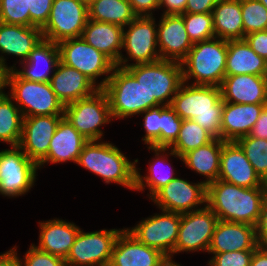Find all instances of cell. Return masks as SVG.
<instances>
[{"instance_id": "cell-2", "label": "cell", "mask_w": 267, "mask_h": 266, "mask_svg": "<svg viewBox=\"0 0 267 266\" xmlns=\"http://www.w3.org/2000/svg\"><path fill=\"white\" fill-rule=\"evenodd\" d=\"M170 106L182 120L192 119L214 138L221 139L224 101L220 87L183 81Z\"/></svg>"}, {"instance_id": "cell-27", "label": "cell", "mask_w": 267, "mask_h": 266, "mask_svg": "<svg viewBox=\"0 0 267 266\" xmlns=\"http://www.w3.org/2000/svg\"><path fill=\"white\" fill-rule=\"evenodd\" d=\"M39 242L36 248L60 258L67 257L80 227L74 223L59 218L39 221Z\"/></svg>"}, {"instance_id": "cell-29", "label": "cell", "mask_w": 267, "mask_h": 266, "mask_svg": "<svg viewBox=\"0 0 267 266\" xmlns=\"http://www.w3.org/2000/svg\"><path fill=\"white\" fill-rule=\"evenodd\" d=\"M267 104H236L224 102L221 120V139L236 142L249 135Z\"/></svg>"}, {"instance_id": "cell-41", "label": "cell", "mask_w": 267, "mask_h": 266, "mask_svg": "<svg viewBox=\"0 0 267 266\" xmlns=\"http://www.w3.org/2000/svg\"><path fill=\"white\" fill-rule=\"evenodd\" d=\"M140 115H143L142 125L145 129L143 143L146 146L161 147L162 105L150 108Z\"/></svg>"}, {"instance_id": "cell-11", "label": "cell", "mask_w": 267, "mask_h": 266, "mask_svg": "<svg viewBox=\"0 0 267 266\" xmlns=\"http://www.w3.org/2000/svg\"><path fill=\"white\" fill-rule=\"evenodd\" d=\"M38 169L19 146L0 150V195L8 198L26 195L36 184Z\"/></svg>"}, {"instance_id": "cell-1", "label": "cell", "mask_w": 267, "mask_h": 266, "mask_svg": "<svg viewBox=\"0 0 267 266\" xmlns=\"http://www.w3.org/2000/svg\"><path fill=\"white\" fill-rule=\"evenodd\" d=\"M267 187L243 188L216 180L207 185L206 205L219 220L256 226Z\"/></svg>"}, {"instance_id": "cell-48", "label": "cell", "mask_w": 267, "mask_h": 266, "mask_svg": "<svg viewBox=\"0 0 267 266\" xmlns=\"http://www.w3.org/2000/svg\"><path fill=\"white\" fill-rule=\"evenodd\" d=\"M137 16H154L159 10V0H128Z\"/></svg>"}, {"instance_id": "cell-40", "label": "cell", "mask_w": 267, "mask_h": 266, "mask_svg": "<svg viewBox=\"0 0 267 266\" xmlns=\"http://www.w3.org/2000/svg\"><path fill=\"white\" fill-rule=\"evenodd\" d=\"M0 22L30 26L27 0H0Z\"/></svg>"}, {"instance_id": "cell-26", "label": "cell", "mask_w": 267, "mask_h": 266, "mask_svg": "<svg viewBox=\"0 0 267 266\" xmlns=\"http://www.w3.org/2000/svg\"><path fill=\"white\" fill-rule=\"evenodd\" d=\"M87 142L88 140L63 117L51 139L47 156L38 164L39 170L48 163L73 162L76 164Z\"/></svg>"}, {"instance_id": "cell-21", "label": "cell", "mask_w": 267, "mask_h": 266, "mask_svg": "<svg viewBox=\"0 0 267 266\" xmlns=\"http://www.w3.org/2000/svg\"><path fill=\"white\" fill-rule=\"evenodd\" d=\"M166 259L159 250L142 244L123 227L108 266H162Z\"/></svg>"}, {"instance_id": "cell-32", "label": "cell", "mask_w": 267, "mask_h": 266, "mask_svg": "<svg viewBox=\"0 0 267 266\" xmlns=\"http://www.w3.org/2000/svg\"><path fill=\"white\" fill-rule=\"evenodd\" d=\"M224 142L222 139L214 138L211 142L193 149L182 156V162L188 169L205 177L203 183L206 186L218 180L220 155Z\"/></svg>"}, {"instance_id": "cell-34", "label": "cell", "mask_w": 267, "mask_h": 266, "mask_svg": "<svg viewBox=\"0 0 267 266\" xmlns=\"http://www.w3.org/2000/svg\"><path fill=\"white\" fill-rule=\"evenodd\" d=\"M137 15L128 0H95L88 7V18L121 27L131 23Z\"/></svg>"}, {"instance_id": "cell-9", "label": "cell", "mask_w": 267, "mask_h": 266, "mask_svg": "<svg viewBox=\"0 0 267 266\" xmlns=\"http://www.w3.org/2000/svg\"><path fill=\"white\" fill-rule=\"evenodd\" d=\"M64 117L88 141L103 140L104 131L100 127L113 122L109 101L102 89L65 105Z\"/></svg>"}, {"instance_id": "cell-35", "label": "cell", "mask_w": 267, "mask_h": 266, "mask_svg": "<svg viewBox=\"0 0 267 266\" xmlns=\"http://www.w3.org/2000/svg\"><path fill=\"white\" fill-rule=\"evenodd\" d=\"M23 126V115L12 98L0 97V142L18 146Z\"/></svg>"}, {"instance_id": "cell-42", "label": "cell", "mask_w": 267, "mask_h": 266, "mask_svg": "<svg viewBox=\"0 0 267 266\" xmlns=\"http://www.w3.org/2000/svg\"><path fill=\"white\" fill-rule=\"evenodd\" d=\"M182 121L170 105H162L161 147L169 148L176 141Z\"/></svg>"}, {"instance_id": "cell-45", "label": "cell", "mask_w": 267, "mask_h": 266, "mask_svg": "<svg viewBox=\"0 0 267 266\" xmlns=\"http://www.w3.org/2000/svg\"><path fill=\"white\" fill-rule=\"evenodd\" d=\"M30 26L42 28L48 21L53 0H27Z\"/></svg>"}, {"instance_id": "cell-6", "label": "cell", "mask_w": 267, "mask_h": 266, "mask_svg": "<svg viewBox=\"0 0 267 266\" xmlns=\"http://www.w3.org/2000/svg\"><path fill=\"white\" fill-rule=\"evenodd\" d=\"M7 94L25 117L39 115H64L65 106L52 90L50 82L22 79L13 69L8 76Z\"/></svg>"}, {"instance_id": "cell-58", "label": "cell", "mask_w": 267, "mask_h": 266, "mask_svg": "<svg viewBox=\"0 0 267 266\" xmlns=\"http://www.w3.org/2000/svg\"><path fill=\"white\" fill-rule=\"evenodd\" d=\"M265 186L267 187V179L264 181Z\"/></svg>"}, {"instance_id": "cell-18", "label": "cell", "mask_w": 267, "mask_h": 266, "mask_svg": "<svg viewBox=\"0 0 267 266\" xmlns=\"http://www.w3.org/2000/svg\"><path fill=\"white\" fill-rule=\"evenodd\" d=\"M218 179L243 188L266 187L244 150L234 141L223 143Z\"/></svg>"}, {"instance_id": "cell-50", "label": "cell", "mask_w": 267, "mask_h": 266, "mask_svg": "<svg viewBox=\"0 0 267 266\" xmlns=\"http://www.w3.org/2000/svg\"><path fill=\"white\" fill-rule=\"evenodd\" d=\"M218 0H187L185 13H212Z\"/></svg>"}, {"instance_id": "cell-51", "label": "cell", "mask_w": 267, "mask_h": 266, "mask_svg": "<svg viewBox=\"0 0 267 266\" xmlns=\"http://www.w3.org/2000/svg\"><path fill=\"white\" fill-rule=\"evenodd\" d=\"M249 136L267 140V105L262 109L258 120L249 133Z\"/></svg>"}, {"instance_id": "cell-23", "label": "cell", "mask_w": 267, "mask_h": 266, "mask_svg": "<svg viewBox=\"0 0 267 266\" xmlns=\"http://www.w3.org/2000/svg\"><path fill=\"white\" fill-rule=\"evenodd\" d=\"M220 88L224 102L267 104V76L225 75Z\"/></svg>"}, {"instance_id": "cell-44", "label": "cell", "mask_w": 267, "mask_h": 266, "mask_svg": "<svg viewBox=\"0 0 267 266\" xmlns=\"http://www.w3.org/2000/svg\"><path fill=\"white\" fill-rule=\"evenodd\" d=\"M255 250L229 251L213 254L208 260V266H250Z\"/></svg>"}, {"instance_id": "cell-22", "label": "cell", "mask_w": 267, "mask_h": 266, "mask_svg": "<svg viewBox=\"0 0 267 266\" xmlns=\"http://www.w3.org/2000/svg\"><path fill=\"white\" fill-rule=\"evenodd\" d=\"M258 247L255 226L218 220L208 248V254L256 250Z\"/></svg>"}, {"instance_id": "cell-33", "label": "cell", "mask_w": 267, "mask_h": 266, "mask_svg": "<svg viewBox=\"0 0 267 266\" xmlns=\"http://www.w3.org/2000/svg\"><path fill=\"white\" fill-rule=\"evenodd\" d=\"M212 15L215 37L227 41L244 39L241 0H218Z\"/></svg>"}, {"instance_id": "cell-12", "label": "cell", "mask_w": 267, "mask_h": 266, "mask_svg": "<svg viewBox=\"0 0 267 266\" xmlns=\"http://www.w3.org/2000/svg\"><path fill=\"white\" fill-rule=\"evenodd\" d=\"M123 229H101L84 232L80 229L70 252L66 266H108L115 241Z\"/></svg>"}, {"instance_id": "cell-31", "label": "cell", "mask_w": 267, "mask_h": 266, "mask_svg": "<svg viewBox=\"0 0 267 266\" xmlns=\"http://www.w3.org/2000/svg\"><path fill=\"white\" fill-rule=\"evenodd\" d=\"M226 75L251 74L266 76L267 62L245 39L227 41Z\"/></svg>"}, {"instance_id": "cell-46", "label": "cell", "mask_w": 267, "mask_h": 266, "mask_svg": "<svg viewBox=\"0 0 267 266\" xmlns=\"http://www.w3.org/2000/svg\"><path fill=\"white\" fill-rule=\"evenodd\" d=\"M244 39L260 57L267 60V30L249 33Z\"/></svg>"}, {"instance_id": "cell-57", "label": "cell", "mask_w": 267, "mask_h": 266, "mask_svg": "<svg viewBox=\"0 0 267 266\" xmlns=\"http://www.w3.org/2000/svg\"><path fill=\"white\" fill-rule=\"evenodd\" d=\"M258 1L261 2L267 8V0H258Z\"/></svg>"}, {"instance_id": "cell-25", "label": "cell", "mask_w": 267, "mask_h": 266, "mask_svg": "<svg viewBox=\"0 0 267 266\" xmlns=\"http://www.w3.org/2000/svg\"><path fill=\"white\" fill-rule=\"evenodd\" d=\"M147 149L151 150L155 157L153 156L149 161L146 176H142L140 174L142 169L136 166L135 190L141 192L147 188L149 191L147 196L150 200L161 188L177 177L174 173L176 171L168 163L170 158L168 156H173L180 161H182V157L175 154L170 148L148 146Z\"/></svg>"}, {"instance_id": "cell-49", "label": "cell", "mask_w": 267, "mask_h": 266, "mask_svg": "<svg viewBox=\"0 0 267 266\" xmlns=\"http://www.w3.org/2000/svg\"><path fill=\"white\" fill-rule=\"evenodd\" d=\"M187 0H159V10H162L161 15H181L185 13Z\"/></svg>"}, {"instance_id": "cell-39", "label": "cell", "mask_w": 267, "mask_h": 266, "mask_svg": "<svg viewBox=\"0 0 267 266\" xmlns=\"http://www.w3.org/2000/svg\"><path fill=\"white\" fill-rule=\"evenodd\" d=\"M244 37L252 32L267 30V8L258 0H241Z\"/></svg>"}, {"instance_id": "cell-43", "label": "cell", "mask_w": 267, "mask_h": 266, "mask_svg": "<svg viewBox=\"0 0 267 266\" xmlns=\"http://www.w3.org/2000/svg\"><path fill=\"white\" fill-rule=\"evenodd\" d=\"M10 249L18 257L20 266H66V261L63 258L43 252L36 248L33 243L30 245L23 258H20L16 246Z\"/></svg>"}, {"instance_id": "cell-19", "label": "cell", "mask_w": 267, "mask_h": 266, "mask_svg": "<svg viewBox=\"0 0 267 266\" xmlns=\"http://www.w3.org/2000/svg\"><path fill=\"white\" fill-rule=\"evenodd\" d=\"M157 43L161 60L181 62L193 46L181 15H161L157 22Z\"/></svg>"}, {"instance_id": "cell-55", "label": "cell", "mask_w": 267, "mask_h": 266, "mask_svg": "<svg viewBox=\"0 0 267 266\" xmlns=\"http://www.w3.org/2000/svg\"><path fill=\"white\" fill-rule=\"evenodd\" d=\"M162 266H183V265H180L179 263L175 262L173 259L171 258H167Z\"/></svg>"}, {"instance_id": "cell-16", "label": "cell", "mask_w": 267, "mask_h": 266, "mask_svg": "<svg viewBox=\"0 0 267 266\" xmlns=\"http://www.w3.org/2000/svg\"><path fill=\"white\" fill-rule=\"evenodd\" d=\"M207 186L179 176L161 188L150 200L160 210L187 213L206 206ZM203 206V207H202Z\"/></svg>"}, {"instance_id": "cell-17", "label": "cell", "mask_w": 267, "mask_h": 266, "mask_svg": "<svg viewBox=\"0 0 267 266\" xmlns=\"http://www.w3.org/2000/svg\"><path fill=\"white\" fill-rule=\"evenodd\" d=\"M64 115H39L23 118L19 147L37 165L47 156L51 139Z\"/></svg>"}, {"instance_id": "cell-53", "label": "cell", "mask_w": 267, "mask_h": 266, "mask_svg": "<svg viewBox=\"0 0 267 266\" xmlns=\"http://www.w3.org/2000/svg\"><path fill=\"white\" fill-rule=\"evenodd\" d=\"M0 266H20L18 257L11 249L0 254Z\"/></svg>"}, {"instance_id": "cell-20", "label": "cell", "mask_w": 267, "mask_h": 266, "mask_svg": "<svg viewBox=\"0 0 267 266\" xmlns=\"http://www.w3.org/2000/svg\"><path fill=\"white\" fill-rule=\"evenodd\" d=\"M42 39L39 27L0 22V64L13 69L17 63L28 59L30 52ZM4 55L18 57L19 60L12 66H7Z\"/></svg>"}, {"instance_id": "cell-7", "label": "cell", "mask_w": 267, "mask_h": 266, "mask_svg": "<svg viewBox=\"0 0 267 266\" xmlns=\"http://www.w3.org/2000/svg\"><path fill=\"white\" fill-rule=\"evenodd\" d=\"M102 90L107 95L114 121L146 111V91L126 68L115 65Z\"/></svg>"}, {"instance_id": "cell-15", "label": "cell", "mask_w": 267, "mask_h": 266, "mask_svg": "<svg viewBox=\"0 0 267 266\" xmlns=\"http://www.w3.org/2000/svg\"><path fill=\"white\" fill-rule=\"evenodd\" d=\"M218 220L207 205L199 210L180 214V227L172 259L175 254L182 252L208 253Z\"/></svg>"}, {"instance_id": "cell-14", "label": "cell", "mask_w": 267, "mask_h": 266, "mask_svg": "<svg viewBox=\"0 0 267 266\" xmlns=\"http://www.w3.org/2000/svg\"><path fill=\"white\" fill-rule=\"evenodd\" d=\"M88 7L78 0H53L43 38L56 44L82 36L88 21Z\"/></svg>"}, {"instance_id": "cell-54", "label": "cell", "mask_w": 267, "mask_h": 266, "mask_svg": "<svg viewBox=\"0 0 267 266\" xmlns=\"http://www.w3.org/2000/svg\"><path fill=\"white\" fill-rule=\"evenodd\" d=\"M10 70L11 69L9 67L0 64V97L7 94L4 92V89L8 87V76Z\"/></svg>"}, {"instance_id": "cell-56", "label": "cell", "mask_w": 267, "mask_h": 266, "mask_svg": "<svg viewBox=\"0 0 267 266\" xmlns=\"http://www.w3.org/2000/svg\"><path fill=\"white\" fill-rule=\"evenodd\" d=\"M78 1L89 7L95 0H78Z\"/></svg>"}, {"instance_id": "cell-13", "label": "cell", "mask_w": 267, "mask_h": 266, "mask_svg": "<svg viewBox=\"0 0 267 266\" xmlns=\"http://www.w3.org/2000/svg\"><path fill=\"white\" fill-rule=\"evenodd\" d=\"M179 227L180 213L161 210L160 213L143 218L134 227L125 229L142 244L172 259Z\"/></svg>"}, {"instance_id": "cell-5", "label": "cell", "mask_w": 267, "mask_h": 266, "mask_svg": "<svg viewBox=\"0 0 267 266\" xmlns=\"http://www.w3.org/2000/svg\"><path fill=\"white\" fill-rule=\"evenodd\" d=\"M146 91V110L170 105L183 82L180 62L159 60L126 68Z\"/></svg>"}, {"instance_id": "cell-37", "label": "cell", "mask_w": 267, "mask_h": 266, "mask_svg": "<svg viewBox=\"0 0 267 266\" xmlns=\"http://www.w3.org/2000/svg\"><path fill=\"white\" fill-rule=\"evenodd\" d=\"M236 142L244 150L255 172L265 181L267 179V140L247 135Z\"/></svg>"}, {"instance_id": "cell-30", "label": "cell", "mask_w": 267, "mask_h": 266, "mask_svg": "<svg viewBox=\"0 0 267 266\" xmlns=\"http://www.w3.org/2000/svg\"><path fill=\"white\" fill-rule=\"evenodd\" d=\"M81 37L115 65L119 62L123 48V27L88 19Z\"/></svg>"}, {"instance_id": "cell-28", "label": "cell", "mask_w": 267, "mask_h": 266, "mask_svg": "<svg viewBox=\"0 0 267 266\" xmlns=\"http://www.w3.org/2000/svg\"><path fill=\"white\" fill-rule=\"evenodd\" d=\"M50 84L63 105L87 98L99 88L83 73L61 62L51 76Z\"/></svg>"}, {"instance_id": "cell-52", "label": "cell", "mask_w": 267, "mask_h": 266, "mask_svg": "<svg viewBox=\"0 0 267 266\" xmlns=\"http://www.w3.org/2000/svg\"><path fill=\"white\" fill-rule=\"evenodd\" d=\"M250 266H267V247H258L254 251Z\"/></svg>"}, {"instance_id": "cell-3", "label": "cell", "mask_w": 267, "mask_h": 266, "mask_svg": "<svg viewBox=\"0 0 267 266\" xmlns=\"http://www.w3.org/2000/svg\"><path fill=\"white\" fill-rule=\"evenodd\" d=\"M112 142L88 141L81 151L76 164L102 178L106 184L116 183L135 191L136 165Z\"/></svg>"}, {"instance_id": "cell-24", "label": "cell", "mask_w": 267, "mask_h": 266, "mask_svg": "<svg viewBox=\"0 0 267 266\" xmlns=\"http://www.w3.org/2000/svg\"><path fill=\"white\" fill-rule=\"evenodd\" d=\"M59 62L58 45L43 38L30 52L28 59L19 63L20 68L14 67L13 70L28 81L50 82Z\"/></svg>"}, {"instance_id": "cell-10", "label": "cell", "mask_w": 267, "mask_h": 266, "mask_svg": "<svg viewBox=\"0 0 267 266\" xmlns=\"http://www.w3.org/2000/svg\"><path fill=\"white\" fill-rule=\"evenodd\" d=\"M57 45L61 63L83 73L99 89L105 86L115 66L106 55L89 45L82 37L64 40ZM101 76L99 82L98 78Z\"/></svg>"}, {"instance_id": "cell-38", "label": "cell", "mask_w": 267, "mask_h": 266, "mask_svg": "<svg viewBox=\"0 0 267 266\" xmlns=\"http://www.w3.org/2000/svg\"><path fill=\"white\" fill-rule=\"evenodd\" d=\"M182 16L193 44L215 38L212 13H183Z\"/></svg>"}, {"instance_id": "cell-36", "label": "cell", "mask_w": 267, "mask_h": 266, "mask_svg": "<svg viewBox=\"0 0 267 266\" xmlns=\"http://www.w3.org/2000/svg\"><path fill=\"white\" fill-rule=\"evenodd\" d=\"M214 137L192 119L183 120L176 141L169 147L182 157L187 152L211 142Z\"/></svg>"}, {"instance_id": "cell-4", "label": "cell", "mask_w": 267, "mask_h": 266, "mask_svg": "<svg viewBox=\"0 0 267 266\" xmlns=\"http://www.w3.org/2000/svg\"><path fill=\"white\" fill-rule=\"evenodd\" d=\"M226 58L227 40L215 37L194 43L180 62L183 81L192 85L220 87L226 75Z\"/></svg>"}, {"instance_id": "cell-8", "label": "cell", "mask_w": 267, "mask_h": 266, "mask_svg": "<svg viewBox=\"0 0 267 266\" xmlns=\"http://www.w3.org/2000/svg\"><path fill=\"white\" fill-rule=\"evenodd\" d=\"M154 16H137L123 28V52L116 64L121 68L131 65L154 63L160 54L157 43V23ZM127 27V28H126ZM133 61V63H129Z\"/></svg>"}, {"instance_id": "cell-47", "label": "cell", "mask_w": 267, "mask_h": 266, "mask_svg": "<svg viewBox=\"0 0 267 266\" xmlns=\"http://www.w3.org/2000/svg\"><path fill=\"white\" fill-rule=\"evenodd\" d=\"M255 227L258 246L267 247V194L263 199L260 218Z\"/></svg>"}]
</instances>
